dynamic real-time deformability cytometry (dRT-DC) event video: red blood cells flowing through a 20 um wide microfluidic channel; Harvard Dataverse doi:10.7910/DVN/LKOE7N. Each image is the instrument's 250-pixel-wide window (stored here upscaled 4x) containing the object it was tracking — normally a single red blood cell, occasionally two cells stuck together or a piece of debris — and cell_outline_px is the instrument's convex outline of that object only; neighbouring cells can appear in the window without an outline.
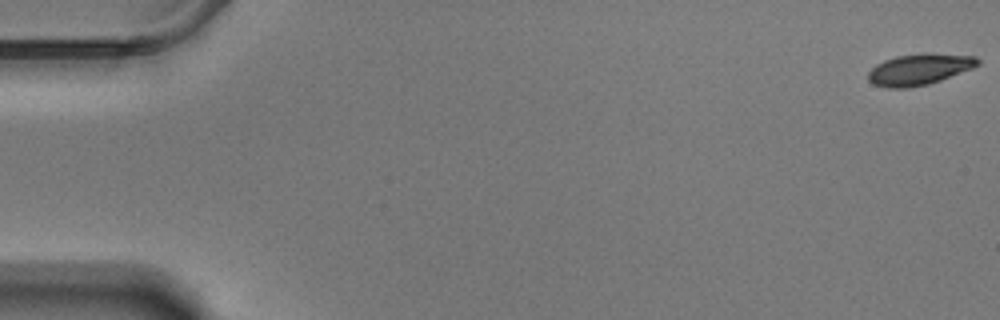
{"species": "Egyptian fruit bat (a non-hibernating species)", "species_latin": "Rousettus aegyptiacus", "temperature_condition": "warm", "stored_images_in_passage": 59, "camera_frame_rate_fps": 3000, "um_per_image_px": 0.085, "animal": {"sex": "male"}, "frame": {"image": 1, "passage_image": 1, "time_ms": 0.0, "image_size_px": [1000, 320], "cell_outline_px": [[980, 64], [972, 68], [940, 80], [928, 84], [908, 88], [888, 88], [872, 84], [868, 80], [868, 72], [876, 64], [884, 60], [896, 56], [920, 52], [932, 52], [976, 56], [980, 60]], "centroid_in_image_um": [78.14, 5.87], "position_along_channel_um": 6.9, "area_um2": 20.23}}
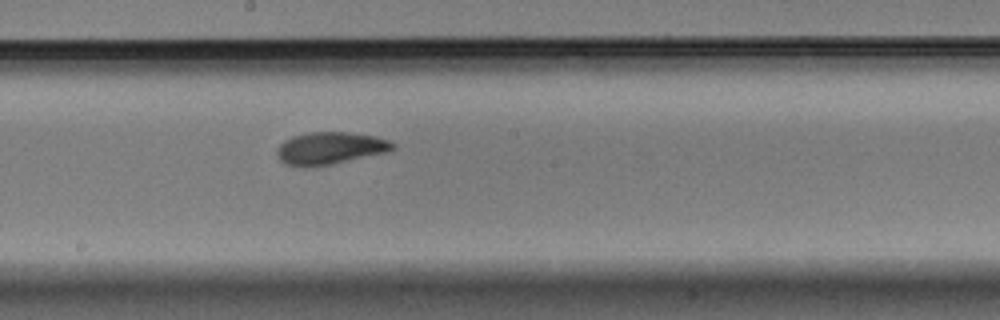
{"frame": {"image": 2, "passage_image": 33, "time_ms": 10.667, "image_size_px": [1000, 320], "cell_outline_px": [[396, 148], [388, 152], [332, 164], [284, 164], [280, 160], [276, 152], [276, 148], [284, 140], [292, 136], [308, 132], [348, 132], [376, 136], [388, 140], [396, 144]], "centroid_in_image_um": [28.11, 12.55], "position_along_channel_um": 220.1, "area_um2": 21.44}}
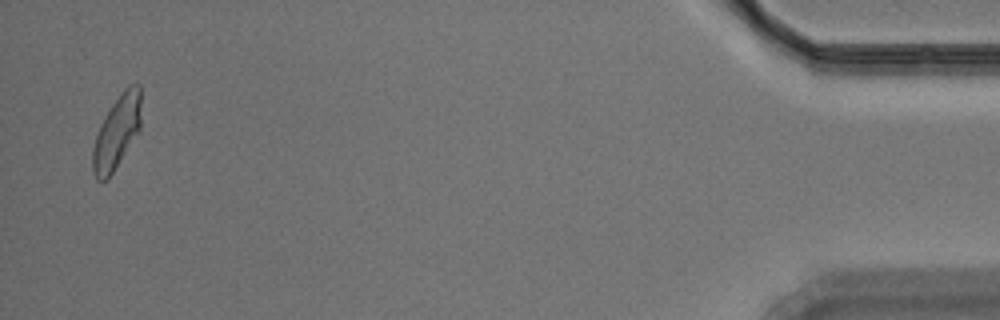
{"frame": {"image": 3, "passage_image": 58, "time_ms": 19.0, "image_size_px": [1000, 320], "cell_outline_px": [[140, 132], [108, 180], [96, 180], [92, 172], [92, 148], [100, 124], [112, 104], [124, 88], [132, 84], [140, 84]], "centroid_in_image_um": [9.92, 11.28], "position_along_channel_um": 425.3, "area_um2": 20.87}, "authors_computed_cell_mechanics": {"area_um2": 20.7502, "velocity_mm_per_s": 3.4625, "shape_relaxation_time_tau1_ms": 2.9538, "shape_relaxation_time_tau2_ms": 1.4476, "deformation_change_tau1": 0.1489, "deformation_change_tau2": 0.074}}